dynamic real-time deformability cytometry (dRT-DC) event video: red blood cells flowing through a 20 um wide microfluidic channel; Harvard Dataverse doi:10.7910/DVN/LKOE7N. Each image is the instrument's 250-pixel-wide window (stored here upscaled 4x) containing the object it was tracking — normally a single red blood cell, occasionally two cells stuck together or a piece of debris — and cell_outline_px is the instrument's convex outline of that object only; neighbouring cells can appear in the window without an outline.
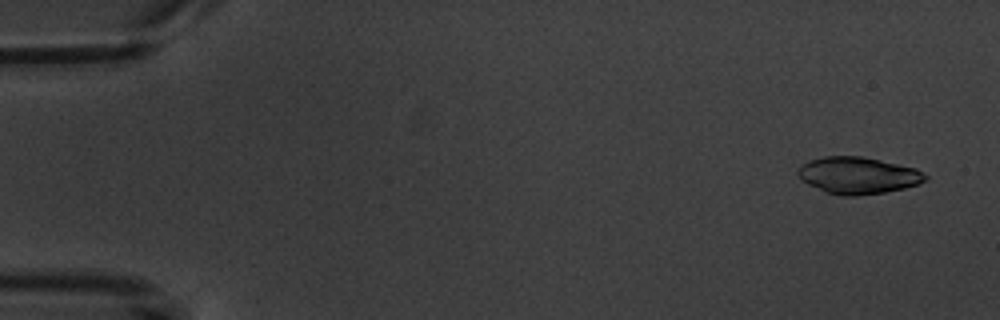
{"species": "common noctule bat (a hibernating species)", "species_latin": "Nyctalus noctula", "temperature_condition": "warm", "stored_images_in_passage": 13, "camera_frame_rate_fps": 3000, "um_per_image_px": 0.085, "animal": {"sex": "male", "body_mass_g": 20.1, "forearm_length_mm": 53.5}, "frame": {"image": 1, "passage_image": 1, "time_ms": 0.0, "image_size_px": [1000, 320], "cell_outline_px": [[928, 180], [920, 184], [904, 188], [884, 192], [856, 196], [840, 196], [824, 192], [800, 180], [796, 172], [808, 160], [824, 156], [860, 156], [880, 160], [916, 168], [924, 172], [928, 176]], "centroid_in_image_um": [72.94, 14.92], "position_along_channel_um": 12.1, "area_um2": 27.57}}